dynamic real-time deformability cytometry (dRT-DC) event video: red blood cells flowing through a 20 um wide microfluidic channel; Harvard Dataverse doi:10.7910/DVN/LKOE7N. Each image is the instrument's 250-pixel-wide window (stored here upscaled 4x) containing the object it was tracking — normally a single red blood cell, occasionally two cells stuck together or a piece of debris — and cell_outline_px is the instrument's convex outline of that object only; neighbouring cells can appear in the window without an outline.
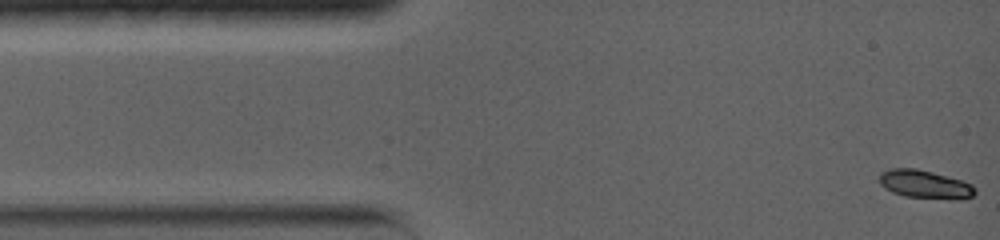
{"species": "common noctule bat (a hibernating species)", "species_latin": "Nyctalus noctula", "temperature_condition": "warm", "stored_images_in_passage": 33, "camera_frame_rate_fps": 5000, "um_per_image_px": 0.085, "animal": {"sex": "female", "body_mass_g": 19.0, "forearm_length_mm": 56.7}, "frame": {"image": 1, "passage_image": 1, "time_ms": 0.0, "image_size_px": [1000, 240], "cell_outline_px": [[976, 192], [972, 196], [960, 200], [904, 196], [892, 192], [884, 188], [880, 184], [880, 172], [892, 168], [916, 168], [932, 172], [960, 180], [972, 184], [976, 188]], "centroid_in_image_um": [78.62, 15.67], "position_along_channel_um": 6.4, "area_um2": 15.78}}
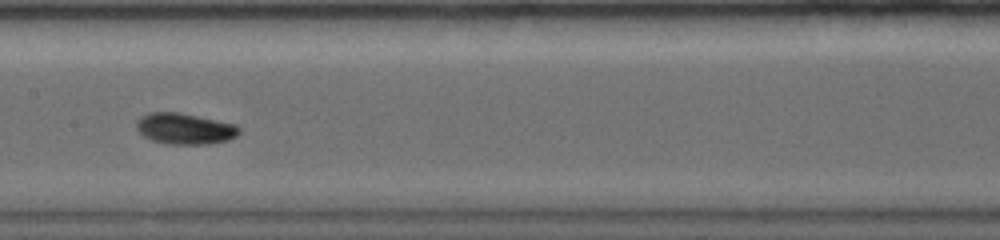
{"frame": {"image": 2, "passage_image": 19, "time_ms": 7.0, "image_size_px": [1000, 240], "cell_outline_px": [[240, 132], [236, 136], [228, 140], [208, 144], [168, 144], [152, 140], [144, 136], [136, 128], [136, 120], [140, 116], [152, 112], [180, 112], [236, 124], [240, 128]], "centroid_in_image_um": [15.71, 10.93], "position_along_channel_um": 191.7, "area_um2": 18.67}}
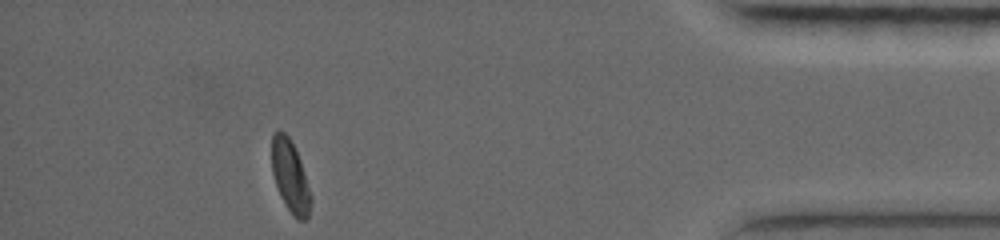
{"frame": {"image": 3, "passage_image": 33, "time_ms": 14.2, "image_size_px": [1000, 240], "cell_outline_px": [[312, 200], [308, 216], [304, 220], [296, 220], [292, 216], [284, 204], [280, 196], [272, 172], [272, 136], [276, 132], [284, 132], [288, 136], [300, 160], [312, 196]], "centroid_in_image_um": [24.68, 15.06], "position_along_channel_um": 410.5, "area_um2": 16.24}, "authors_computed_cell_mechanics": {"area_um2": 17.2822, "velocity_mm_per_s": 3.7892, "shape_relaxation_time_tau1_ms": 2.8151, "shape_relaxation_time_tau2_ms": null, "deformation_change_tau1": 0.1339, "deformation_change_tau2": null}}